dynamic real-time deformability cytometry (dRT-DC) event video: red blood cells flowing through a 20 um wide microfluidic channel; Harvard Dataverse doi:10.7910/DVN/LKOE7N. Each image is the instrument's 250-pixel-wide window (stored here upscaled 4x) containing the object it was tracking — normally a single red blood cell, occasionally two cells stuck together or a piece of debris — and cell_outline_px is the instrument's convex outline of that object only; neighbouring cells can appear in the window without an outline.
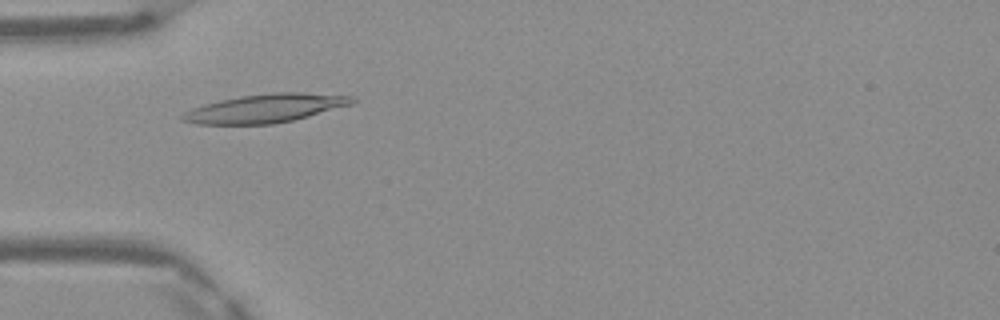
{"species": "Egyptian fruit bat (a non-hibernating species)", "species_latin": "Rousettus aegyptiacus", "temperature_condition": "warm", "stored_images_in_passage": 33, "camera_frame_rate_fps": 3000, "um_per_image_px": 0.085, "frame": {"image": 1, "passage_image": 5, "time_ms": 1.333, "image_size_px": [1000, 320], "cell_outline_px": [[360, 100], [352, 104], [308, 116], [292, 120], [272, 124], [196, 124], [180, 120], [180, 116], [184, 112], [192, 108], [204, 104], [220, 100], [240, 96], [272, 92], [304, 92], [356, 96]], "centroid_in_image_um": [22.58, 9.19], "position_along_channel_um": 62.4, "area_um2": 28.38}}
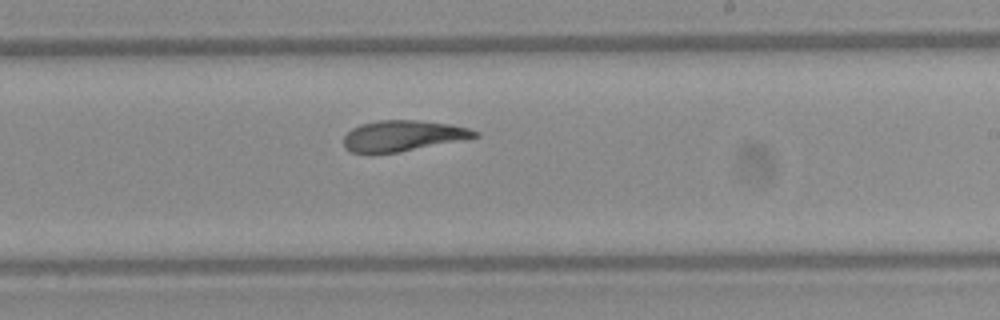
{"frame": {"image": 2, "passage_image": 19, "time_ms": 6.0, "image_size_px": [1000, 320], "cell_outline_px": [[480, 136], [400, 152], [352, 152], [344, 148], [344, 136], [352, 128], [360, 124], [376, 120], [420, 120], [448, 124], [468, 128], [480, 132]], "centroid_in_image_um": [34.24, 11.52], "position_along_channel_um": 254.8, "area_um2": 23.29}}
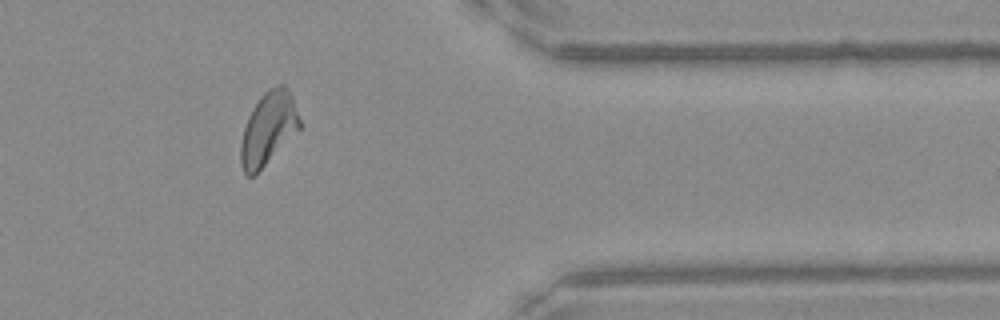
{"frame": {"image": 3, "passage_image": 30, "time_ms": 9.667, "image_size_px": [1000, 320], "cell_outline_px": [[300, 128], [256, 176], [248, 176], [244, 172], [240, 164], [240, 144], [244, 128], [248, 116], [260, 96], [268, 88], [276, 84], [284, 84], [288, 88], [292, 96], [300, 120]], "centroid_in_image_um": [22.79, 10.93], "position_along_channel_um": 388.6, "area_um2": 25.2}, "authors_computed_cell_mechanics": {"area_um2": 24.854, "velocity_mm_per_s": 4.1527, "shape_relaxation_time_tau1_ms": null, "shape_relaxation_time_tau2_ms": 3.439, "deformation_change_tau1": null, "deformation_change_tau2": 0.1214}}